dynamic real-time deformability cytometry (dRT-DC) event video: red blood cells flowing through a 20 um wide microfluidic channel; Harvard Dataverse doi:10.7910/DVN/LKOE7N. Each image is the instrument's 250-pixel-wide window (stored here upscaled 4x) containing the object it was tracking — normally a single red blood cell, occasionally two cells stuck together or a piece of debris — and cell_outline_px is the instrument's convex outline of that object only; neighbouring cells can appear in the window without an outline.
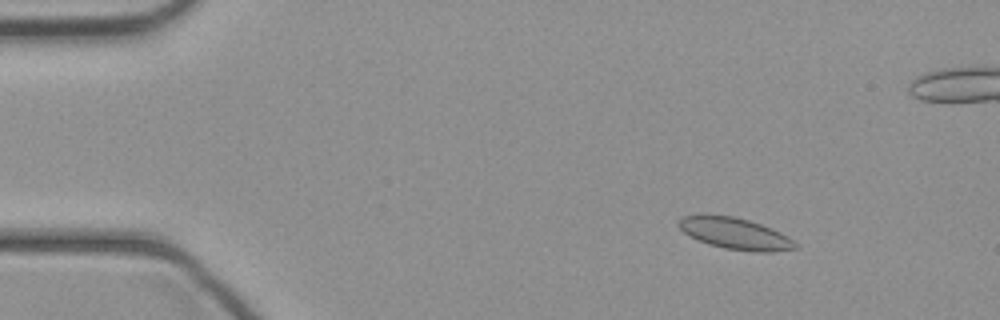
{"species": "common noctule bat (a hibernating species)", "species_latin": "Nyctalus noctula", "temperature_condition": "cold", "stored_images_in_passage": 45, "camera_frame_rate_fps": 3000, "um_per_image_px": 0.085, "animal": {"sex": "female", "body_mass_g": 21.9}, "frame": {"image": 1, "passage_image": 6, "time_ms": 1.667, "image_size_px": [1000, 320], "cell_outline_px": [[796, 248], [772, 252], [752, 252], [724, 248], [708, 244], [688, 236], [676, 224], [684, 216], [700, 212], [732, 216], [748, 220], [760, 224], [788, 236], [796, 244]], "centroid_in_image_um": [62.4, 19.83], "position_along_channel_um": 22.6, "area_um2": 21.62}}
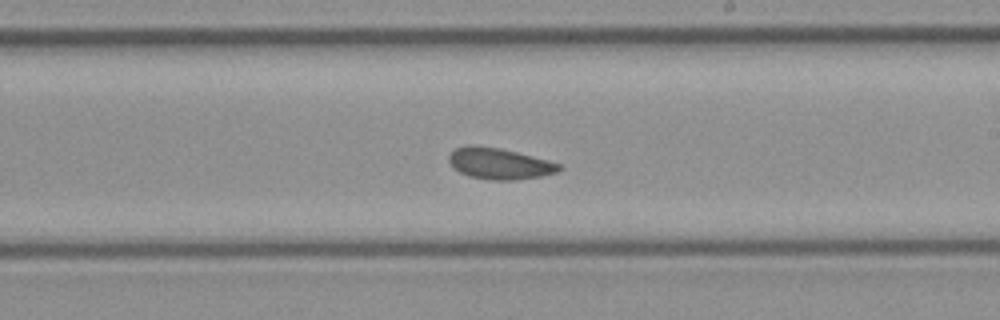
{"frame": {"image": 2, "passage_image": 26, "time_ms": 8.333, "image_size_px": [1000, 320], "cell_outline_px": [[564, 168], [556, 172], [540, 176], [516, 180], [492, 180], [468, 176], [452, 168], [448, 160], [448, 156], [456, 148], [500, 148], [548, 160], [560, 164]], "centroid_in_image_um": [42.49, 13.95], "position_along_channel_um": 246.5, "area_um2": 19.42}}
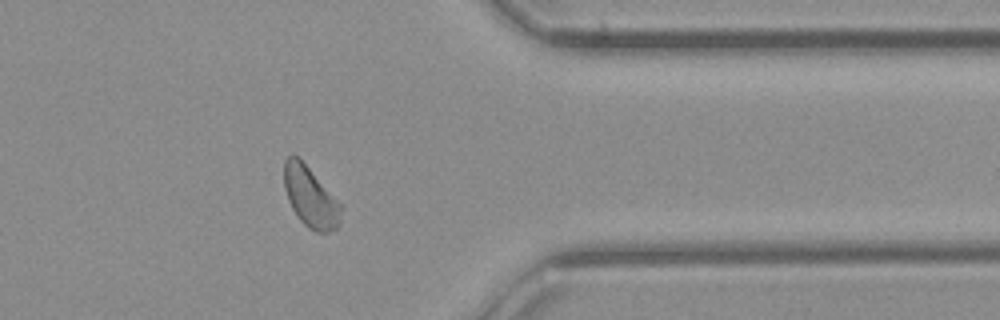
{"frame": {"image": 3, "passage_image": 36, "time_ms": 11.667, "image_size_px": [1000, 320], "cell_outline_px": [[344, 208], [340, 224], [336, 228], [328, 232], [316, 232], [308, 228], [296, 216], [288, 200], [284, 188], [284, 160], [288, 156], [296, 156], [308, 168]], "centroid_in_image_um": [26.39, 16.8], "position_along_channel_um": 385.0, "area_um2": 19.83}}